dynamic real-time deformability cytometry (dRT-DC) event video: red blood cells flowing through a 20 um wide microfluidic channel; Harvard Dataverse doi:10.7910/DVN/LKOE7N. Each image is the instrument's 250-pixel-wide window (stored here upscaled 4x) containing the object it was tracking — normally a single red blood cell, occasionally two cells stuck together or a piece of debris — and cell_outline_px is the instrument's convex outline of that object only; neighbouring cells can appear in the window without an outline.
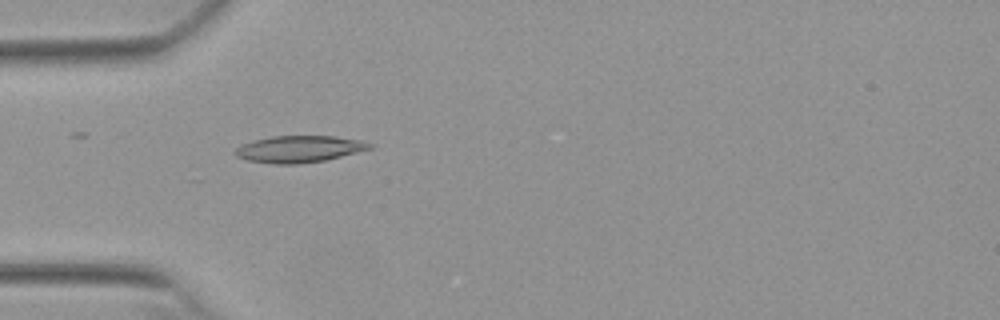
{"species": "Egyptian fruit bat (a non-hibernating species)", "species_latin": "Rousettus aegyptiacus", "temperature_condition": "warm", "stored_images_in_passage": 47, "camera_frame_rate_fps": 3000, "um_per_image_px": 0.085, "animal": {"sex": "female"}, "frame": {"image": 1, "passage_image": 10, "time_ms": 3.0, "image_size_px": [1000, 320], "cell_outline_px": [[372, 148], [324, 160], [300, 164], [276, 164], [248, 160], [236, 156], [232, 152], [240, 144], [272, 136], [336, 136], [360, 140], [372, 144]], "centroid_in_image_um": [25.39, 12.66], "position_along_channel_um": 59.6, "area_um2": 20.81}}
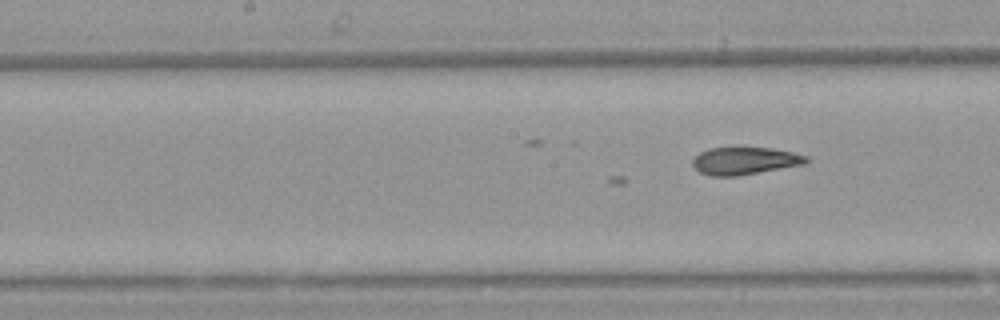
{"frame": {"image": 2, "passage_image": 20, "time_ms": 6.333, "image_size_px": [1000, 320], "cell_outline_px": [[812, 160], [808, 164], [736, 176], [712, 176], [700, 172], [692, 164], [692, 160], [700, 152], [708, 148], [736, 144], [740, 144], [768, 148], [792, 152], [808, 156]], "centroid_in_image_um": [63.33, 13.62], "position_along_channel_um": 184.9, "area_um2": 19.13}}
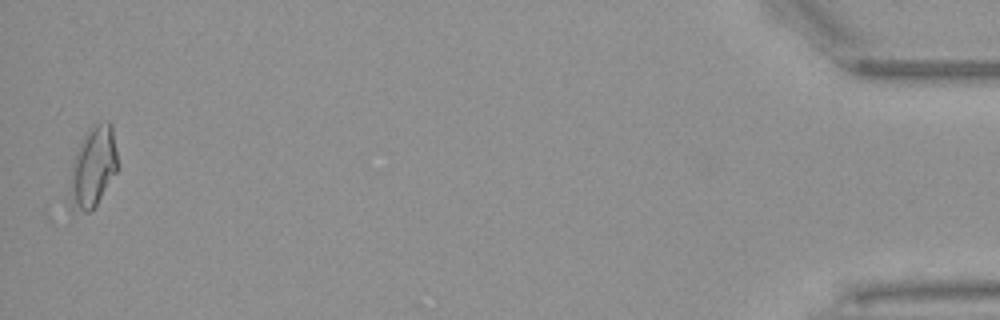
{"frame": {"image": 3, "passage_image": 46, "time_ms": 15.0, "image_size_px": [1000, 320], "cell_outline_px": [[120, 168], [92, 212], [84, 212], [68, 208], [72, 160], [88, 128], [92, 124], [108, 120], [112, 124]], "centroid_in_image_um": [7.93, 14.21], "position_along_channel_um": 427.3, "area_um2": 23.29}}